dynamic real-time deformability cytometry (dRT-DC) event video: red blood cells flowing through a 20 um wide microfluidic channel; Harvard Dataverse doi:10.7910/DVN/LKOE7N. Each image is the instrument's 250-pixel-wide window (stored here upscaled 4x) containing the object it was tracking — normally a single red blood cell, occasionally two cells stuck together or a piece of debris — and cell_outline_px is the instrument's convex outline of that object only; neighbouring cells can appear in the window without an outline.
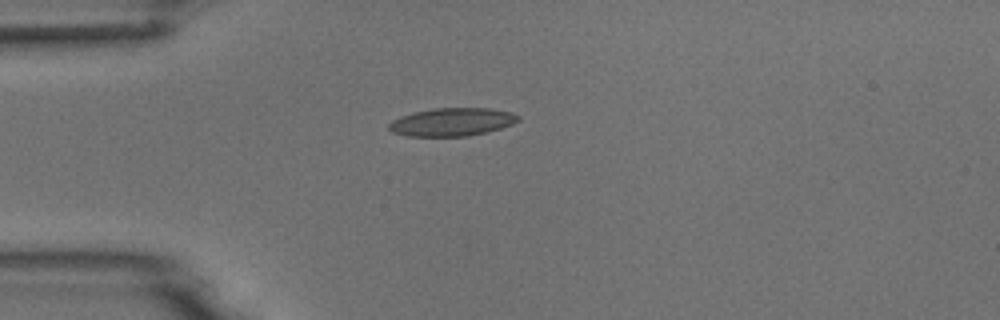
{"species": "common noctule bat (a hibernating species)", "species_latin": "Nyctalus noctula", "temperature_condition": "room temperature", "stored_images_in_passage": 4, "camera_frame_rate_fps": 3000, "um_per_image_px": 0.085, "animal": {"sex": "male", "body_mass_g": 18.8}, "frame": {"image": 1, "passage_image": 2, "time_ms": 2.333, "image_size_px": [1000, 320], "cell_outline_px": [[520, 120], [512, 124], [500, 128], [468, 136], [408, 136], [392, 132], [388, 128], [388, 124], [392, 120], [400, 116], [412, 112], [432, 108], [488, 108], [512, 112], [520, 116]], "centroid_in_image_um": [38.4, 10.36], "position_along_channel_um": 46.6, "area_um2": 21.21}}